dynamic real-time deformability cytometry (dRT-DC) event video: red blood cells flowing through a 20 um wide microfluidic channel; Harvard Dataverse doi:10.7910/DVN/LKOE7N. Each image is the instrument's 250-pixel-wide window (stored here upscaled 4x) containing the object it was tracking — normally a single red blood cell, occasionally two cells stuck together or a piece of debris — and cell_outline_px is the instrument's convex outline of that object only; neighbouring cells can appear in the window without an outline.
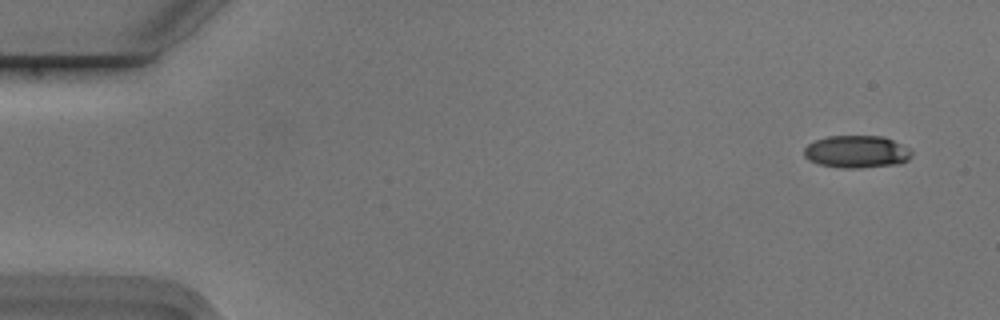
{"species": "Egyptian fruit bat (a non-hibernating species)", "species_latin": "Rousettus aegyptiacus", "temperature_condition": "cold", "stored_images_in_passage": 7, "camera_frame_rate_fps": 3000, "um_per_image_px": 0.085, "animal": {"sex": "male"}, "frame": {"image": 1, "passage_image": 1, "time_ms": 0.0, "image_size_px": [1000, 320], "cell_outline_px": [[912, 156], [908, 160], [900, 164], [860, 168], [840, 168], [820, 164], [808, 160], [804, 156], [804, 148], [808, 144], [816, 140], [828, 136], [884, 136], [908, 148], [912, 152]], "centroid_in_image_um": [72.82, 12.9], "position_along_channel_um": 12.2, "area_um2": 20.4}}
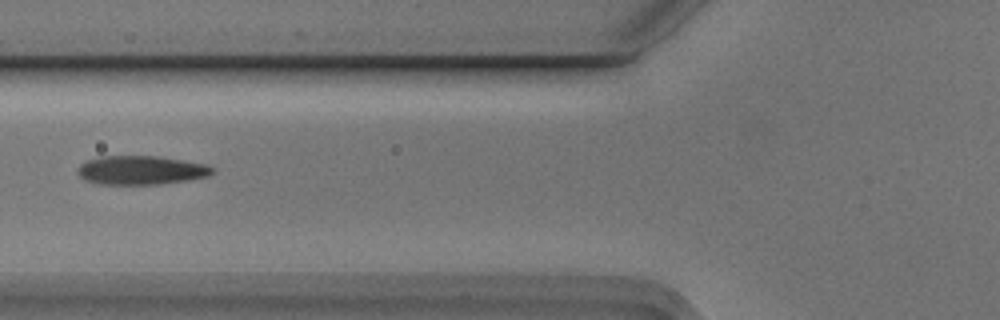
{"frame": {"image": 2, "passage_image": 6, "time_ms": 1.667, "image_size_px": [1000, 320], "cell_outline_px": [[216, 172], [208, 176], [188, 180], [160, 184], [96, 184], [84, 180], [76, 172], [76, 168], [80, 164], [88, 160], [100, 156], [156, 156], [208, 164], [216, 168]], "centroid_in_image_um": [12.0, 14.47], "position_along_channel_um": 113.8, "area_um2": 22.95}}
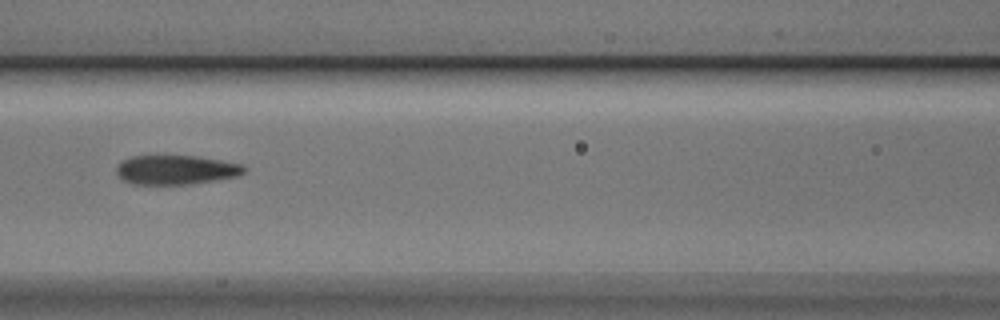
{"frame": {"image": 3, "passage_image": 7, "time_ms": 2.0, "image_size_px": [1000, 320], "cell_outline_px": [[248, 168], [240, 176], [216, 180], [188, 184], [136, 184], [124, 180], [116, 172], [116, 168], [120, 160], [132, 156], [200, 156], [240, 164]], "centroid_in_image_um": [14.98, 14.43], "position_along_channel_um": 151.6, "area_um2": 21.79}}